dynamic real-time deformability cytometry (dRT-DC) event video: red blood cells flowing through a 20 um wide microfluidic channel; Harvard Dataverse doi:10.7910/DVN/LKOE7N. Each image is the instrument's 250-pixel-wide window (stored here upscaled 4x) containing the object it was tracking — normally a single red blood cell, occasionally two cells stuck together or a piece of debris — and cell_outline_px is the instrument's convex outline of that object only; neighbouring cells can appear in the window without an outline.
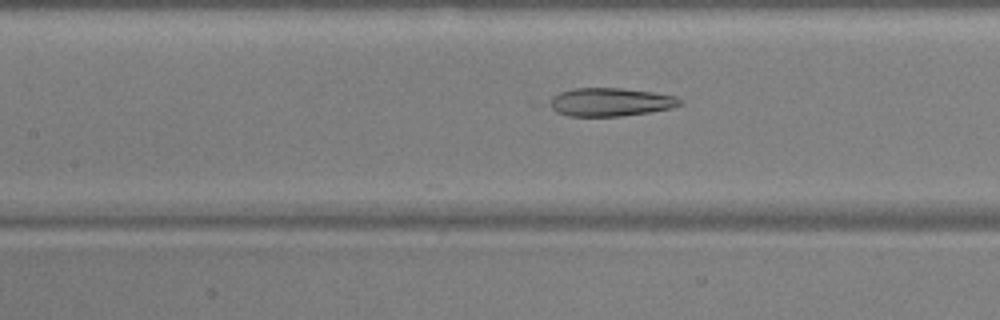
{"species": "common noctule bat (a hibernating species)", "species_latin": "Nyctalus noctula", "temperature_condition": "warm", "stored_images_in_passage": 53, "camera_frame_rate_fps": 3000, "um_per_image_px": 0.085, "animal": {"sex": "male", "body_mass_g": 17.9, "forearm_length_mm": 54.2}, "frame": {"image": 1, "passage_image": 25, "time_ms": 8.0, "image_size_px": [1000, 320], "cell_outline_px": [[680, 104], [672, 108], [648, 112], [620, 116], [568, 116], [556, 112], [544, 104], [552, 96], [560, 92], [576, 88], [620, 88], [652, 92], [676, 96], [680, 100]], "centroid_in_image_um": [51.78, 8.68], "position_along_channel_um": 155.6, "area_um2": 21.56}}
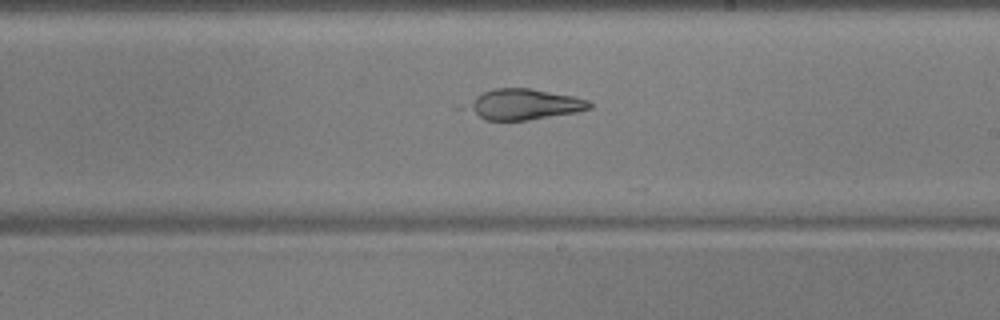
{"frame": {"image": 2, "passage_image": 32, "time_ms": 10.333, "image_size_px": [1000, 320], "cell_outline_px": [[592, 108], [576, 112], [528, 120], [484, 120], [468, 108], [468, 104], [476, 96], [484, 92], [496, 88], [528, 88], [572, 96], [588, 100], [592, 104]], "centroid_in_image_um": [44.58, 8.87], "position_along_channel_um": 244.4, "area_um2": 21.39}}
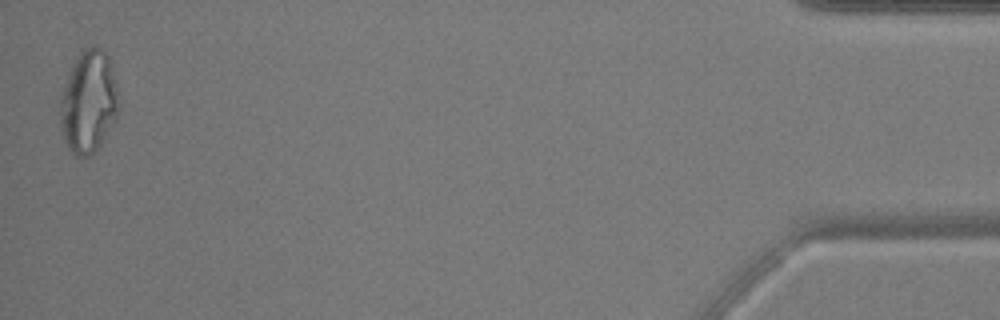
{"frame": {"image": 3, "passage_image": 53, "time_ms": 17.333, "image_size_px": [1000, 320], "cell_outline_px": [[116, 116], [104, 140], [88, 156], [76, 156], [68, 148], [64, 136], [60, 120], [60, 92], [80, 52], [84, 48], [96, 44], [108, 56], [112, 72], [116, 92]], "centroid_in_image_um": [7.49, 8.65], "position_along_channel_um": 427.7, "area_um2": 33.93}, "authors_computed_cell_mechanics": {"area_um2": 25.3742, "velocity_mm_per_s": 3.8312, "shape_relaxation_time_tau1_ms": null, "shape_relaxation_time_tau2_ms": 3.1478, "deformation_change_tau1": null, "deformation_change_tau2": 0.1034}}